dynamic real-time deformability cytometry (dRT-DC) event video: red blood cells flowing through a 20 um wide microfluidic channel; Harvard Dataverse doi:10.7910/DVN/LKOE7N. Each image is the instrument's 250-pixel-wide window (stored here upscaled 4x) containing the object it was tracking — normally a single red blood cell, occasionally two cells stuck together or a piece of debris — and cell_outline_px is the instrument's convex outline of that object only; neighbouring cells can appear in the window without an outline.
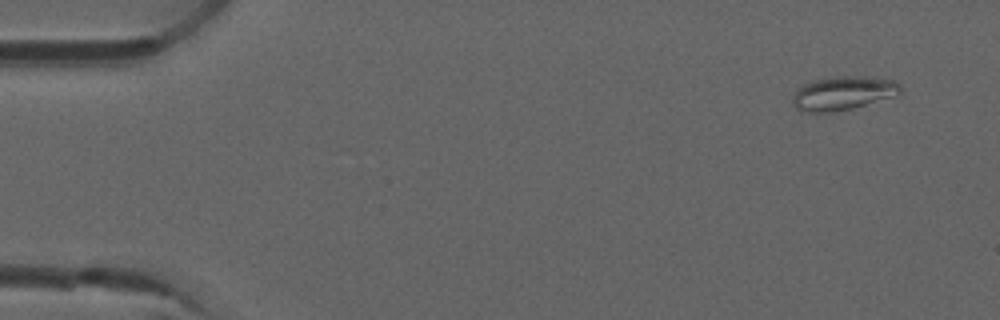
{"species": "common noctule bat (a hibernating species)", "species_latin": "Nyctalus noctula", "temperature_condition": "room temperature", "stored_images_in_passage": 6, "camera_frame_rate_fps": 3000, "um_per_image_px": 0.085, "animal": {"sex": "male", "forearm_length_mm": 52.5}, "frame": {"image": 1, "passage_image": 6, "time_ms": 1.667, "image_size_px": [1000, 320], "cell_outline_px": [[904, 88], [900, 92], [892, 96], [852, 108], [832, 112], [800, 112], [792, 104], [792, 96], [796, 88], [812, 80], [832, 76], [872, 76], [892, 80], [900, 84]], "centroid_in_image_um": [71.6, 7.9], "position_along_channel_um": 13.4, "area_um2": 21.44}}